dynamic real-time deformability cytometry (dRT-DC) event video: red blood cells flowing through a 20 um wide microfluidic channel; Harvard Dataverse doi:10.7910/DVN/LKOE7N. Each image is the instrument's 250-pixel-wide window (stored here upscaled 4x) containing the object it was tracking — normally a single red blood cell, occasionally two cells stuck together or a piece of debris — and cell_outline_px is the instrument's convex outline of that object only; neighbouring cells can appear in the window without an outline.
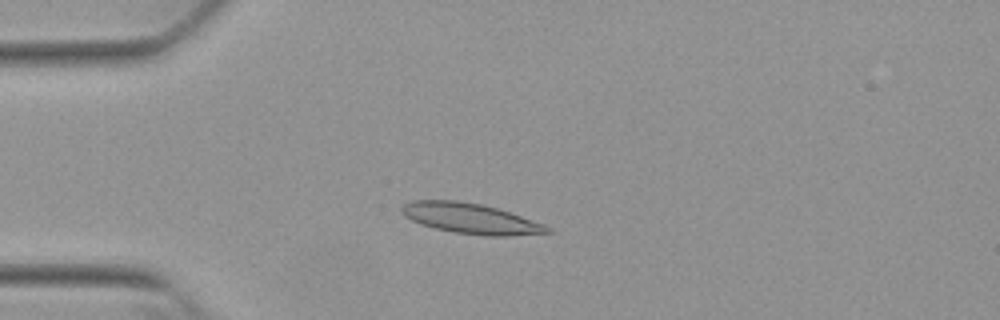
{"species": "Egyptian fruit bat (a non-hibernating species)", "species_latin": "Rousettus aegyptiacus", "temperature_condition": "warm", "stored_images_in_passage": 53, "camera_frame_rate_fps": 3000, "um_per_image_px": 0.085, "animal": {"sex": "female"}, "frame": {"image": 1, "passage_image": 14, "time_ms": 4.333, "image_size_px": [1000, 320], "cell_outline_px": [[552, 232], [508, 236], [488, 236], [452, 232], [420, 224], [404, 216], [400, 212], [400, 208], [404, 204], [416, 200], [456, 200], [484, 204], [544, 224], [552, 228]], "centroid_in_image_um": [39.98, 18.57], "position_along_channel_um": 45.0, "area_um2": 25.72}}
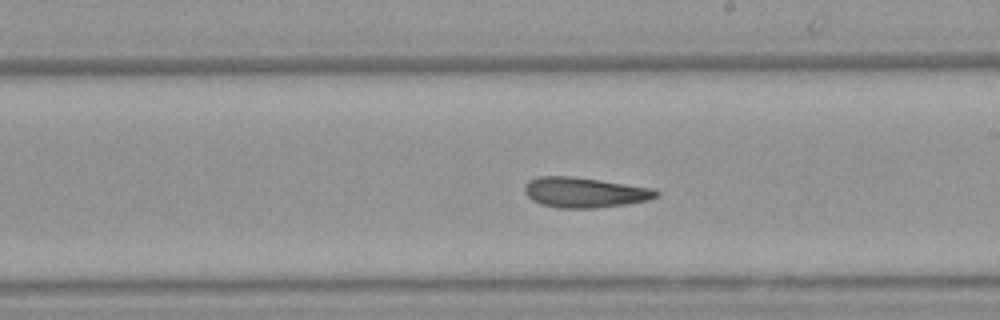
{"frame": {"image": 2, "passage_image": 31, "time_ms": 10.0, "image_size_px": [1000, 320], "cell_outline_px": [[660, 196], [648, 200], [628, 204], [596, 208], [556, 208], [540, 204], [532, 200], [524, 192], [524, 184], [528, 180], [540, 176], [572, 176], [656, 188], [660, 192]], "centroid_in_image_um": [49.72, 16.36], "position_along_channel_um": 239.3, "area_um2": 23.58}}
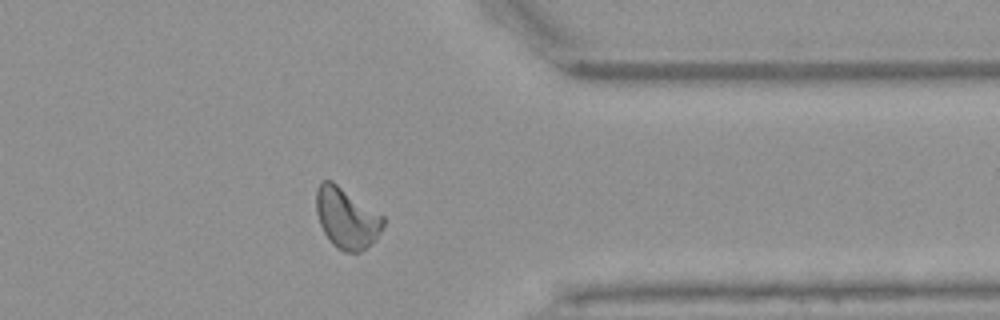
{"frame": {"image": 3, "passage_image": 43, "time_ms": 14.0, "image_size_px": [1000, 320], "cell_outline_px": [[384, 224], [376, 240], [360, 252], [344, 252], [336, 248], [332, 244], [324, 232], [320, 224], [316, 212], [316, 188], [324, 180], [332, 180], [384, 216]], "centroid_in_image_um": [29.46, 18.54], "position_along_channel_um": 381.9, "area_um2": 23.76}}